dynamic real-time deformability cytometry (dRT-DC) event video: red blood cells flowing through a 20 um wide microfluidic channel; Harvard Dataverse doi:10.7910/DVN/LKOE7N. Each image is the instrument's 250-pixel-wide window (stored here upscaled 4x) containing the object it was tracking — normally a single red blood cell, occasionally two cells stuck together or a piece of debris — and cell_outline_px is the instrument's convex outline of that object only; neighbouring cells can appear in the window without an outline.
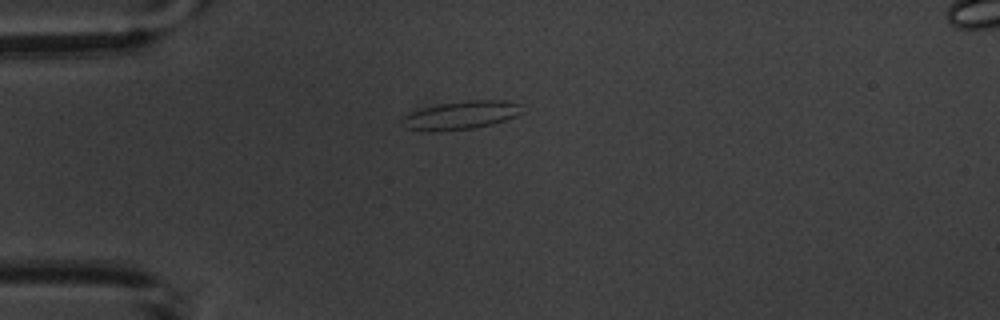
{"species": "common noctule bat (a hibernating species)", "species_latin": "Nyctalus noctula", "temperature_condition": "warm", "stored_images_in_passage": 2, "camera_frame_rate_fps": 3000, "um_per_image_px": 0.085, "animal": {"sex": "male", "body_mass_g": 20.1, "forearm_length_mm": 53.5}, "frame": {"image": 1, "passage_image": 1, "time_ms": 0.0, "image_size_px": [1000, 320], "cell_outline_px": [[524, 112], [516, 116], [492, 124], [472, 128], [436, 132], [428, 132], [404, 128], [400, 120], [404, 116], [412, 112], [436, 104], [468, 100], [504, 100], [520, 104]], "centroid_in_image_um": [39.16, 9.8], "position_along_channel_um": 45.8, "area_um2": 19.94}}